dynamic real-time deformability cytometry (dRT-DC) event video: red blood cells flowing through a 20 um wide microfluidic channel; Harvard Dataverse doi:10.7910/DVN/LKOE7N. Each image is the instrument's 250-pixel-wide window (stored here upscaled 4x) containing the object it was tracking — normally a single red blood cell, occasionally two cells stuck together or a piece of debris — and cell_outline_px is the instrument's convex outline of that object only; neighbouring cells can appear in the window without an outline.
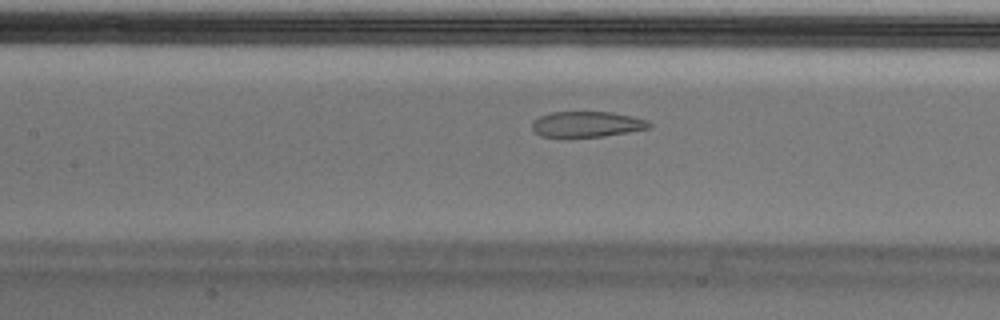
{"species": "Egyptian fruit bat (a non-hibernating species)", "species_latin": "Rousettus aegyptiacus", "temperature_condition": "cold", "stored_images_in_passage": 54, "camera_frame_rate_fps": 3000, "um_per_image_px": 0.085, "animal": {"sex": "male"}, "frame": {"image": 1, "passage_image": 24, "time_ms": 7.667, "image_size_px": [1000, 320], "cell_outline_px": [[652, 128], [604, 136], [540, 136], [532, 128], [532, 120], [548, 112], [612, 112], [632, 116], [648, 120], [652, 124]], "centroid_in_image_um": [49.92, 10.54], "position_along_channel_um": 157.5, "area_um2": 17.46}}
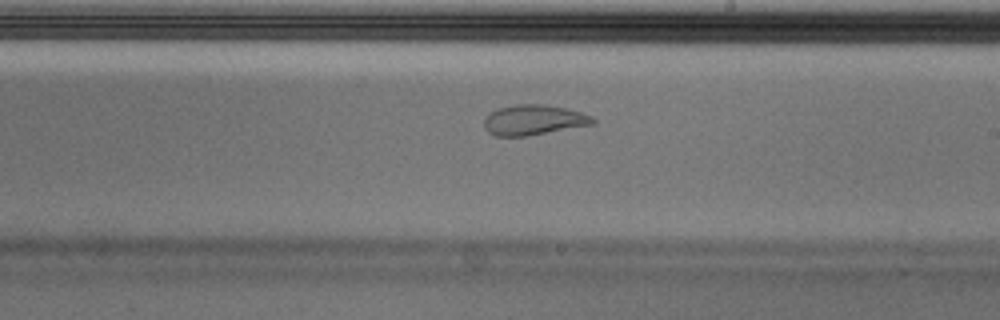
{"frame": {"image": 2, "passage_image": 31, "time_ms": 10.0, "image_size_px": [1000, 320], "cell_outline_px": [[596, 124], [524, 136], [496, 136], [488, 132], [484, 128], [484, 120], [496, 108], [516, 104], [544, 104], [564, 108], [580, 112], [592, 116], [596, 120]], "centroid_in_image_um": [45.37, 10.19], "position_along_channel_um": 243.6, "area_um2": 19.07}}
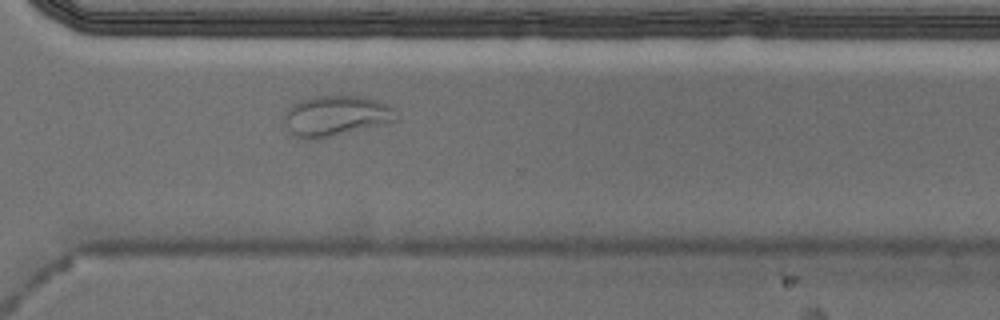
{"frame": {"image": 3, "passage_image": 39, "time_ms": 12.667, "image_size_px": [1000, 320], "cell_outline_px": [[400, 116], [396, 120], [316, 140], [300, 140], [292, 136], [284, 120], [284, 116], [288, 108], [292, 104], [300, 100], [312, 96], [360, 96], [376, 100], [388, 104]], "centroid_in_image_um": [28.5, 9.85], "position_along_channel_um": 342.1, "area_um2": 26.41}, "authors_computed_cell_mechanics": {"area_um2": 21.8773, "velocity_mm_per_s": 3.7022, "shape_relaxation_time_tau1_ms": null, "shape_relaxation_time_tau2_ms": 1.1429, "deformation_change_tau1": null, "deformation_change_tau2": 0.068}}